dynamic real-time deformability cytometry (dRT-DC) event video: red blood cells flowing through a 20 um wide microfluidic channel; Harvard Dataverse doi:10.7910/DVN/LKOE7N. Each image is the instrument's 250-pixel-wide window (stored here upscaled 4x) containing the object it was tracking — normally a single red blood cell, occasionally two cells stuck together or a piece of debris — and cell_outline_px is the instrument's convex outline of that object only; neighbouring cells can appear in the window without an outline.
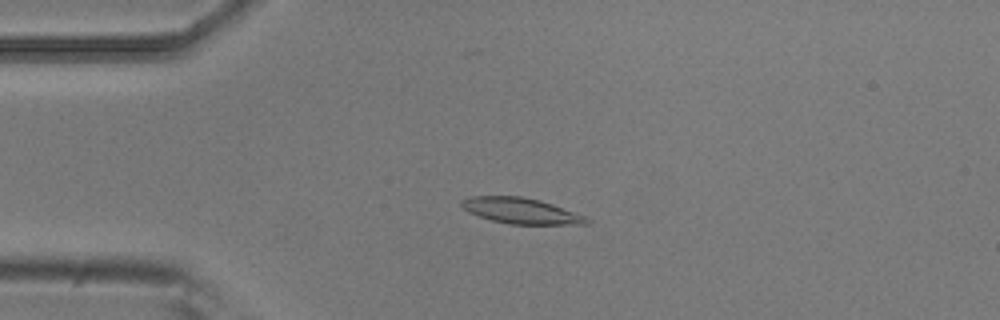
{"species": "common noctule bat (a hibernating species)", "species_latin": "Nyctalus noctula", "temperature_condition": "room temperature", "stored_images_in_passage": 4, "camera_frame_rate_fps": 3000, "um_per_image_px": 0.085, "animal": {"sex": "male", "body_mass_g": 20.5, "forearm_length_mm": 52.5}, "frame": {"image": 1, "passage_image": 4, "time_ms": 1.0, "image_size_px": [1000, 320], "cell_outline_px": [[592, 220], [588, 224], [508, 224], [492, 220], [468, 212], [460, 204], [460, 200], [472, 196], [520, 196], [540, 200], [552, 204], [584, 216]], "centroid_in_image_um": [44.27, 17.91], "position_along_channel_um": 40.7, "area_um2": 18.61}}